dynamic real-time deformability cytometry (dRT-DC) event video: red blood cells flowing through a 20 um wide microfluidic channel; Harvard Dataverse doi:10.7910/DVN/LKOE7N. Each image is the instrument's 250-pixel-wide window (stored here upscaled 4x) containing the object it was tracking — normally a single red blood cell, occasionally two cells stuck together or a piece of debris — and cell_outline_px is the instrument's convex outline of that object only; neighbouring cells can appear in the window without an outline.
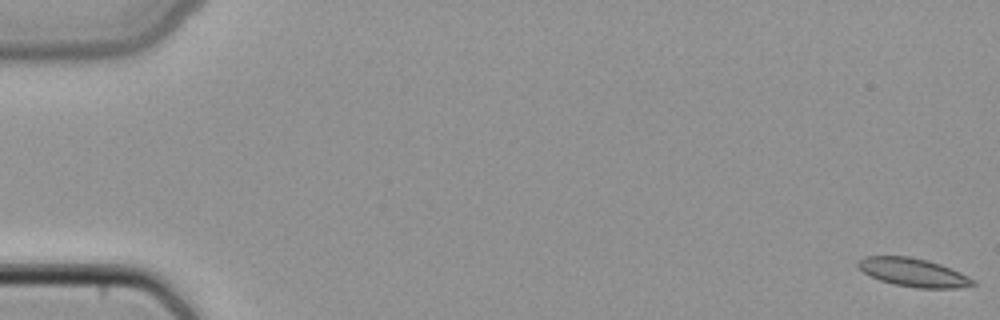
{"species": "common noctule bat (a hibernating species)", "species_latin": "Nyctalus noctula", "temperature_condition": "cold", "stored_images_in_passage": 17, "camera_frame_rate_fps": 3000, "um_per_image_px": 0.085, "animal": {"sex": "female", "body_mass_g": 22.7, "forearm_length_mm": 54.2}, "frame": {"image": 1, "passage_image": 1, "time_ms": 0.0, "image_size_px": [1000, 320], "cell_outline_px": [[976, 284], [956, 288], [916, 288], [892, 284], [880, 280], [864, 272], [856, 264], [864, 256], [908, 256], [928, 260], [952, 268], [976, 280]], "centroid_in_image_um": [77.66, 23.16], "position_along_channel_um": 7.3, "area_um2": 19.02}}